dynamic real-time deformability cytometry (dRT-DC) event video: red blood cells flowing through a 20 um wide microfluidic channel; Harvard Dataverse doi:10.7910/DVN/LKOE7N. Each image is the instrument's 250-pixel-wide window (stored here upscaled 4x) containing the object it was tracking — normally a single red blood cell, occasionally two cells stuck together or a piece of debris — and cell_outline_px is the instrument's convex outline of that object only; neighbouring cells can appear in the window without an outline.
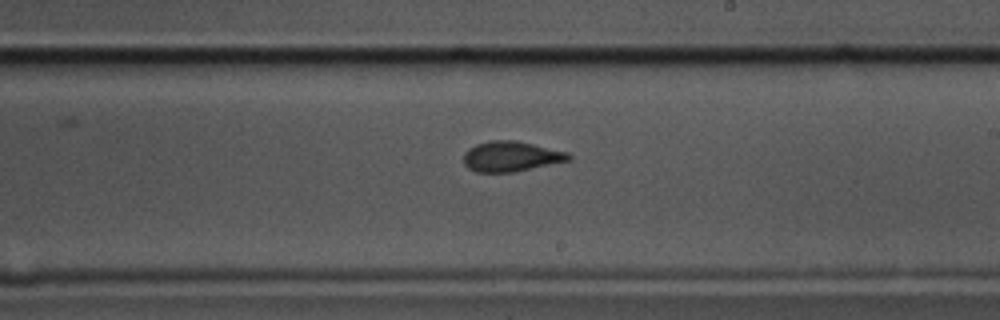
{"species": "common noctule bat (a hibernating species)", "species_latin": "Nyctalus noctula", "temperature_condition": "cold", "stored_images_in_passage": 58, "camera_frame_rate_fps": 3000, "um_per_image_px": 0.085, "animal": {"sex": "male", "body_mass_g": 17.5, "forearm_length_mm": 52.3}, "frame": {"image": 1, "passage_image": 33, "time_ms": 10.667, "image_size_px": [1000, 320], "cell_outline_px": [[572, 156], [568, 160], [512, 172], [476, 172], [468, 168], [464, 164], [464, 152], [468, 148], [476, 144], [492, 140], [516, 140], [568, 152]], "centroid_in_image_um": [43.39, 13.28], "position_along_channel_um": 245.6, "area_um2": 18.32}}
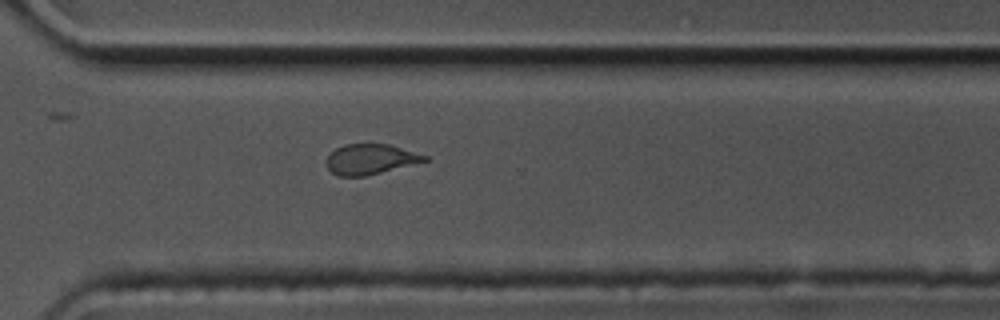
{"frame": {"image": 2, "passage_image": 41, "time_ms": 13.333, "image_size_px": [1000, 320], "cell_outline_px": [[428, 160], [364, 176], [340, 176], [332, 172], [328, 168], [328, 156], [336, 148], [344, 144], [388, 144], [428, 156]], "centroid_in_image_um": [31.47, 13.52], "position_along_channel_um": 339.1, "area_um2": 16.82}}
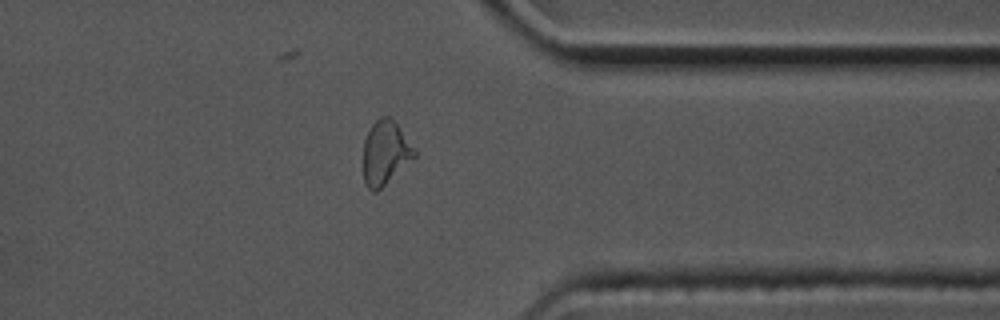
{"frame": {"image": 3, "passage_image": 45, "time_ms": 14.667, "image_size_px": [1000, 320], "cell_outline_px": [[416, 156], [376, 192], [372, 192], [364, 184], [364, 140], [372, 124], [380, 116], [388, 116], [400, 128], [416, 148]], "centroid_in_image_um": [32.75, 12.98], "position_along_channel_um": 378.6, "area_um2": 18.9}, "authors_computed_cell_mechanics": {"area_um2": 18.6405, "velocity_mm_per_s": 3.509, "shape_relaxation_time_tau1_ms": 5.8172, "shape_relaxation_time_tau2_ms": 1.5549, "deformation_change_tau1": 0.1579, "deformation_change_tau2": 0.065}}